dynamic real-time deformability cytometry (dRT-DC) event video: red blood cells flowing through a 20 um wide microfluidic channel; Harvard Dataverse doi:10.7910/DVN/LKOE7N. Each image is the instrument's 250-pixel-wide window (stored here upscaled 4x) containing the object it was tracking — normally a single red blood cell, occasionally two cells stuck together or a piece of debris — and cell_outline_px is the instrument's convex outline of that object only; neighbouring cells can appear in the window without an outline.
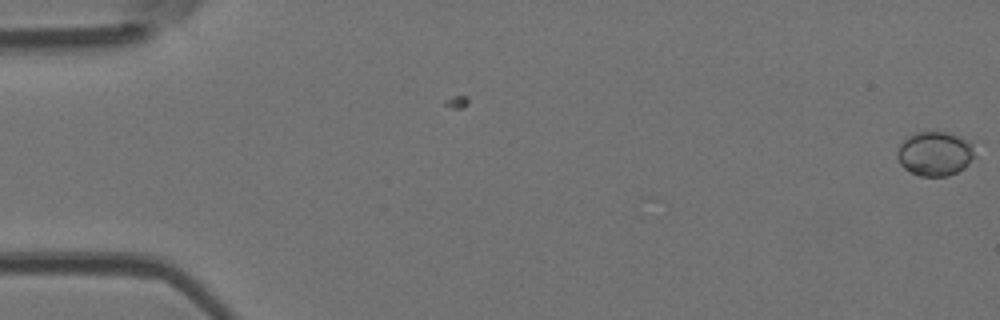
{"species": "Egyptian fruit bat (a non-hibernating species)", "species_latin": "Rousettus aegyptiacus", "temperature_condition": "room temperature", "stored_images_in_passage": 4, "camera_frame_rate_fps": 3000, "um_per_image_px": 0.085, "animal": {"sex": "female"}, "frame": {"image": 1, "passage_image": 4, "time_ms": 1.0, "image_size_px": [1000, 320], "cell_outline_px": [[984, 140], [976, 156], [964, 168], [948, 176], [920, 176], [904, 168], [900, 164], [896, 156], [896, 152], [900, 144], [908, 136], [916, 132], [948, 132]], "centroid_in_image_um": [79.66, 13.0], "position_along_channel_um": 5.3, "area_um2": 21.39}}